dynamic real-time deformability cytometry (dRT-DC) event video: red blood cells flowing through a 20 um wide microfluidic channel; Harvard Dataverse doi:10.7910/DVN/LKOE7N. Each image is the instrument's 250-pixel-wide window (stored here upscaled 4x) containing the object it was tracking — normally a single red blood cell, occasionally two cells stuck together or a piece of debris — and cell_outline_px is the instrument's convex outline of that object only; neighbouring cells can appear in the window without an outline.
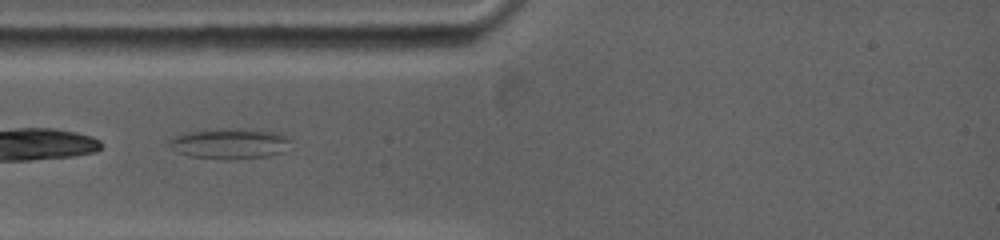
{"species": "common noctule bat (a hibernating species)", "species_latin": "Nyctalus noctula", "temperature_condition": "warm", "stored_images_in_passage": 56, "camera_frame_rate_fps": 5000, "um_per_image_px": 0.085, "animal": {"sex": "female", "body_mass_g": 19.0, "forearm_length_mm": 53.3}, "frame": {"image": 1, "passage_image": 4, "time_ms": 0.8, "image_size_px": [1000, 240], "cell_outline_px": [[288, 140], [284, 152], [268, 156], [228, 160], [188, 156], [176, 152], [168, 144], [168, 140], [172, 136], [184, 132], [216, 128], [260, 128], [284, 136]], "centroid_in_image_um": [19.44, 12.19], "position_along_channel_um": 65.6, "area_um2": 22.02}}
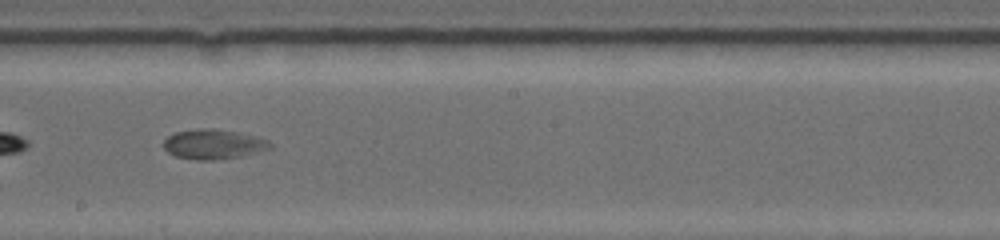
{"frame": {"image": 2, "passage_image": 23, "time_ms": 5.2, "image_size_px": [1000, 240], "cell_outline_px": [[272, 148], [240, 156], [212, 160], [196, 160], [176, 156], [168, 152], [164, 148], [164, 140], [168, 136], [176, 132], [200, 128], [212, 128], [236, 132], [256, 136], [268, 140], [272, 144]], "centroid_in_image_um": [18.14, 12.25], "position_along_channel_um": 230.1, "area_um2": 18.32}}
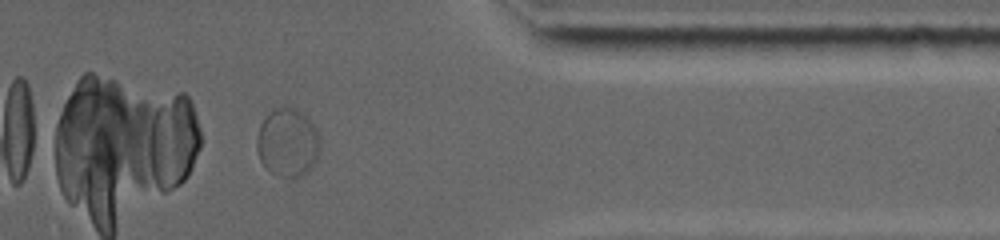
{"frame": {"image": 3, "passage_image": 44, "time_ms": 9.8, "image_size_px": [1000, 240], "cell_outline_px": [[320, 152], [312, 168], [300, 176], [292, 180], [280, 176], [272, 172], [260, 160], [256, 148], [256, 136], [260, 124], [264, 116], [272, 108], [284, 104], [300, 112], [316, 128], [320, 144]], "centroid_in_image_um": [24.43, 12.11], "position_along_channel_um": 387.0, "area_um2": 25.61}}